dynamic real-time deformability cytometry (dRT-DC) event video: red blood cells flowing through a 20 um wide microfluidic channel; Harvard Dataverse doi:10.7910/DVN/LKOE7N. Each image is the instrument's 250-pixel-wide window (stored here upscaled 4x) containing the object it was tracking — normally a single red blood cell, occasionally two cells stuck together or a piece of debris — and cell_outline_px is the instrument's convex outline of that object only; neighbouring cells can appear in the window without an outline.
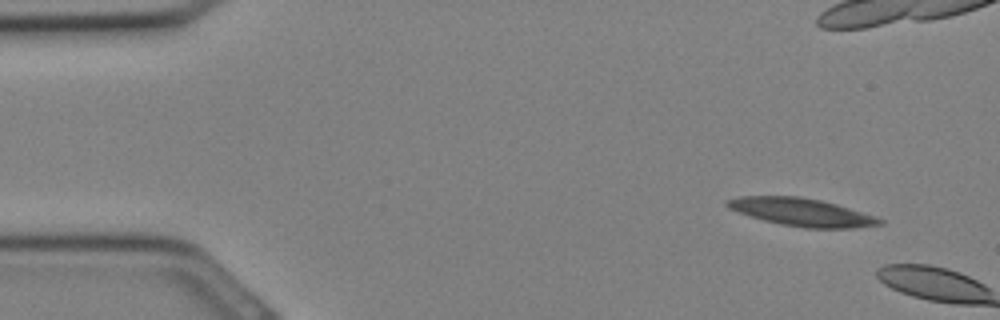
{"species": "Egyptian fruit bat (a non-hibernating species)", "species_latin": "Rousettus aegyptiacus", "temperature_condition": "cold", "stored_images_in_passage": 3, "camera_frame_rate_fps": 3000, "um_per_image_px": 0.085, "animal": {"sex": "female"}, "frame": {"image": 1, "passage_image": 2, "time_ms": 0.333, "image_size_px": [1000, 320], "cell_outline_px": [[884, 224], [852, 228], [804, 228], [764, 220], [728, 208], [724, 204], [724, 200], [740, 196], [800, 196], [820, 200], [836, 204], [876, 216], [884, 220]], "centroid_in_image_um": [68.16, 18.02], "position_along_channel_um": 16.8, "area_um2": 24.57}}